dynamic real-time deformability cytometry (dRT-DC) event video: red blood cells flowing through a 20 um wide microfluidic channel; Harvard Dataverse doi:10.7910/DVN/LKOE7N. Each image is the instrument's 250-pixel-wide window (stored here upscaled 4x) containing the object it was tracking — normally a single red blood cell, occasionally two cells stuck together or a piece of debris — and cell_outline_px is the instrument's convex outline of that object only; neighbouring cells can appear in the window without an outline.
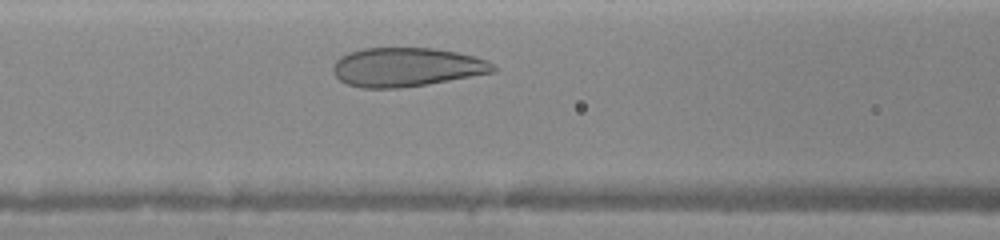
{"species": "human", "species_latin": "Homo sapiens", "temperature_condition": "warm", "stored_images_in_passage": 4, "camera_frame_rate_fps": 3000, "um_per_image_px": 0.085, "donor": {"sex": "female"}, "frame": {"image": 1, "passage_image": 4, "time_ms": 1.667, "image_size_px": [1000, 240], "cell_outline_px": [[496, 68], [492, 72], [428, 84], [400, 88], [364, 88], [348, 84], [340, 80], [332, 72], [332, 68], [336, 60], [340, 56], [348, 52], [364, 48], [432, 48], [456, 52], [488, 60]], "centroid_in_image_um": [34.5, 5.7], "position_along_channel_um": 132.1, "area_um2": 36.13}}